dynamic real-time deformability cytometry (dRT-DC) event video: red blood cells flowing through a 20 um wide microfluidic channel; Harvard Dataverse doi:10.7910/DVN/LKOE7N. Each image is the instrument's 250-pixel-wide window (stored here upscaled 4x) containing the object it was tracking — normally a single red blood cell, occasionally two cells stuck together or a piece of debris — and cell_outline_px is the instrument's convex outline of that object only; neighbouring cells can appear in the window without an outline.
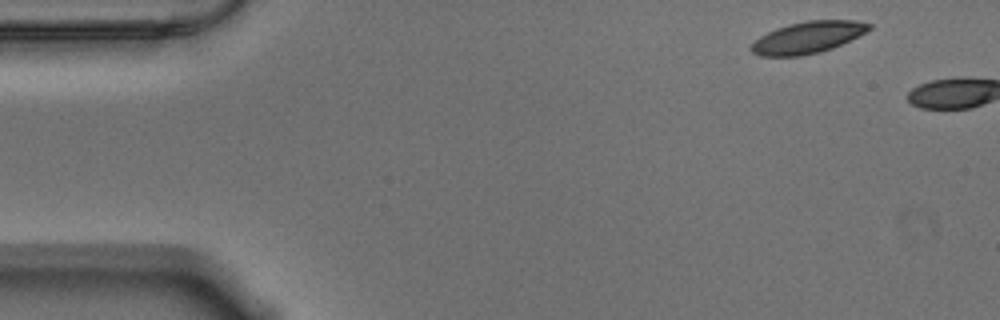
{"species": "Egyptian fruit bat (a non-hibernating species)", "species_latin": "Rousettus aegyptiacus", "temperature_condition": "warm", "stored_images_in_passage": 2, "camera_frame_rate_fps": 3000, "um_per_image_px": 0.085, "animal": {"sex": "male"}, "frame": {"image": 1, "passage_image": 1, "time_ms": 0.0, "image_size_px": [1000, 320], "cell_outline_px": [[872, 28], [832, 48], [820, 52], [800, 56], [760, 56], [752, 52], [748, 48], [760, 36], [776, 28], [788, 24], [804, 20], [856, 20], [872, 24]], "centroid_in_image_um": [68.62, 3.17], "position_along_channel_um": 16.4, "area_um2": 21.68}}